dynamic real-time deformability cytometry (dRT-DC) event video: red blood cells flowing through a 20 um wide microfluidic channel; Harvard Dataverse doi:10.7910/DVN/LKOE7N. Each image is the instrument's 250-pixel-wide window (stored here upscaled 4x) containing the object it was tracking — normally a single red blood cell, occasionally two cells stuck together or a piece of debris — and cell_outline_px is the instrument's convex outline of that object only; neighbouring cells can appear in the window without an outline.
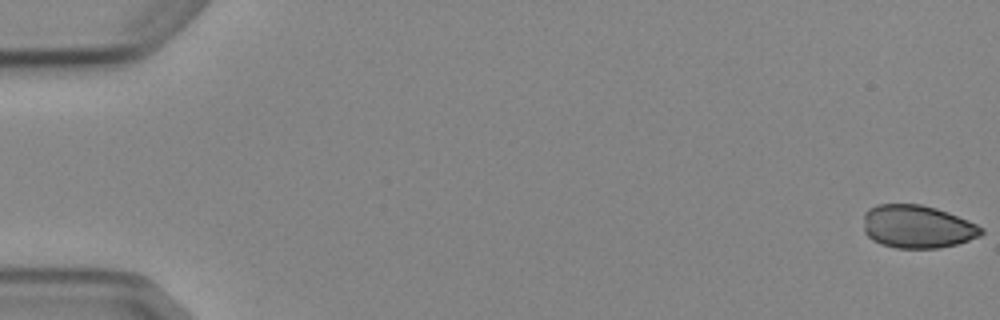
{"species": "Egyptian fruit bat (a non-hibernating species)", "species_latin": "Rousettus aegyptiacus", "temperature_condition": "cold", "stored_images_in_passage": 5, "camera_frame_rate_fps": 3000, "um_per_image_px": 0.085, "animal": {"sex": "female"}, "frame": {"image": 1, "passage_image": 1, "time_ms": 0.0, "image_size_px": [1000, 320], "cell_outline_px": [[984, 232], [980, 236], [956, 244], [940, 248], [896, 248], [880, 244], [872, 240], [864, 232], [864, 212], [868, 208], [876, 204], [920, 204], [936, 208], [948, 212], [968, 220], [984, 228]], "centroid_in_image_um": [77.95, 19.26], "position_along_channel_um": 7.0, "area_um2": 29.77}}
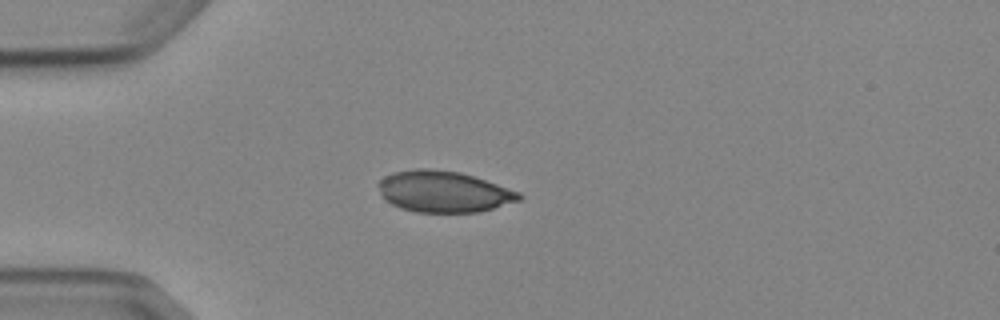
{"frame": {"image": 2, "passage_image": 5, "time_ms": 4.667, "image_size_px": [1000, 320], "cell_outline_px": [[524, 196], [520, 200], [492, 208], [476, 212], [416, 212], [400, 208], [384, 200], [376, 184], [384, 176], [392, 172], [416, 168], [428, 168], [460, 172], [520, 192]], "centroid_in_image_um": [37.65, 16.28], "position_along_channel_um": 47.3, "area_um2": 33.81}}